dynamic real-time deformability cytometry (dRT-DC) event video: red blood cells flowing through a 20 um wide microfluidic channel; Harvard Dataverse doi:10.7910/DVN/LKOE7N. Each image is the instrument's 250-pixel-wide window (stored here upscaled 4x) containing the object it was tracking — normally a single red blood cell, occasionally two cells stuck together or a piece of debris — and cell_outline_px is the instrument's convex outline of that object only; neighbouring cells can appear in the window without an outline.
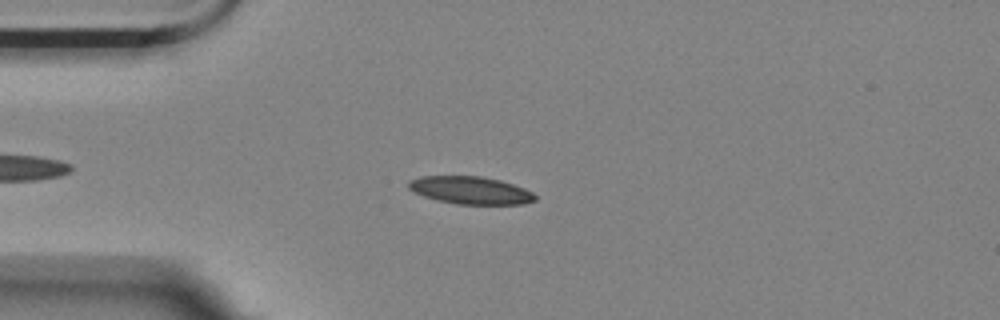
{"species": "Egyptian fruit bat (a non-hibernating species)", "species_latin": "Rousettus aegyptiacus", "temperature_condition": "room temperature", "stored_images_in_passage": 48, "camera_frame_rate_fps": 3000, "um_per_image_px": 0.085, "animal": {"sex": "female"}, "frame": {"image": 1, "passage_image": 10, "time_ms": 3.0, "image_size_px": [1000, 320], "cell_outline_px": [[536, 200], [524, 204], [456, 204], [436, 200], [424, 196], [408, 188], [408, 180], [420, 176], [480, 176], [500, 180], [524, 188], [532, 192], [536, 196]], "centroid_in_image_um": [39.98, 16.17], "position_along_channel_um": 45.0, "area_um2": 20.35}}
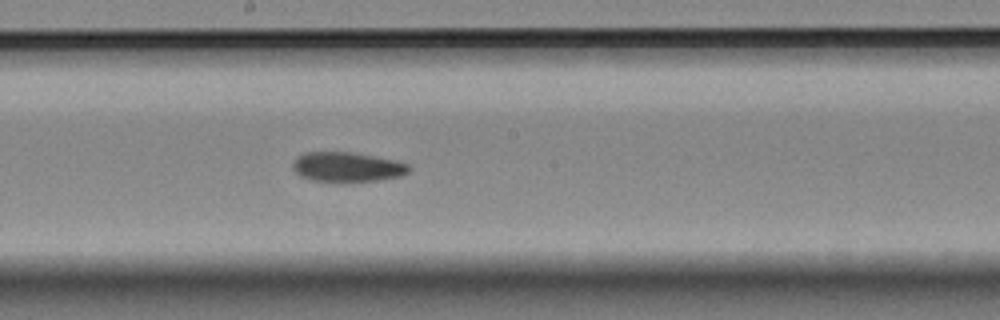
{"frame": {"image": 2, "passage_image": 26, "time_ms": 8.333, "image_size_px": [1000, 320], "cell_outline_px": [[412, 168], [408, 172], [400, 176], [380, 180], [344, 184], [340, 184], [312, 180], [300, 176], [292, 168], [292, 164], [296, 156], [304, 152], [352, 152], [396, 160], [408, 164]], "centroid_in_image_um": [29.49, 14.22], "position_along_channel_um": 218.7, "area_um2": 20.87}}
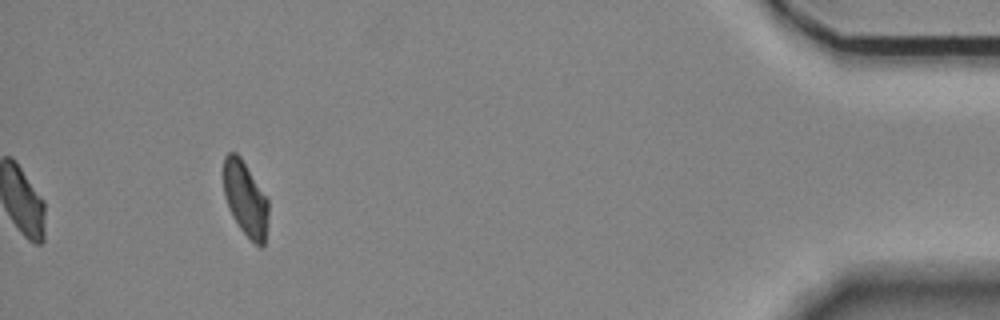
{"frame": {"image": 3, "passage_image": 48, "time_ms": 15.667, "image_size_px": [1000, 320], "cell_outline_px": [[268, 216], [264, 244], [260, 248], [240, 228], [232, 216], [228, 208], [224, 196], [224, 156], [228, 152], [236, 152], [240, 156], [268, 200]], "centroid_in_image_um": [20.84, 16.89], "position_along_channel_um": 414.4, "area_um2": 19.25}, "authors_computed_cell_mechanics": {"area_um2": 20.4323, "velocity_mm_per_s": 3.5463, "shape_relaxation_time_tau1_ms": null, "shape_relaxation_time_tau2_ms": 7.7648, "deformation_change_tau1": null, "deformation_change_tau2": 0.1199}}